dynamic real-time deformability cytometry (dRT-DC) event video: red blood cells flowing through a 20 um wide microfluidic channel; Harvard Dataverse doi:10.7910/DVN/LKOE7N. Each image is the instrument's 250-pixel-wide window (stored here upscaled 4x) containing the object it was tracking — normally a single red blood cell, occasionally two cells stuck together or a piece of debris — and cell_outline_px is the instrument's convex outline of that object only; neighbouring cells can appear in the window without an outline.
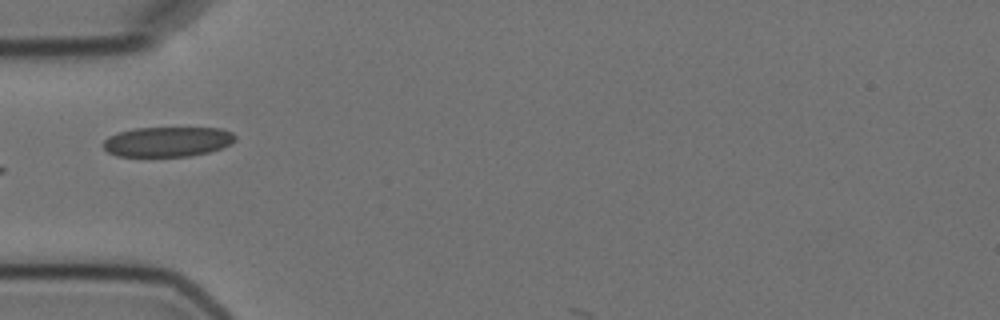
{"species": "Egyptian fruit bat (a non-hibernating species)", "species_latin": "Rousettus aegyptiacus", "temperature_condition": "cold", "stored_images_in_passage": 4, "camera_frame_rate_fps": 3000, "um_per_image_px": 0.085, "animal": {"sex": "female"}, "frame": {"image": 1, "passage_image": 4, "time_ms": 4.0, "image_size_px": [1000, 320], "cell_outline_px": [[236, 140], [232, 144], [208, 152], [188, 156], [116, 156], [108, 152], [100, 144], [108, 136], [120, 132], [136, 128], [220, 128], [232, 132], [236, 136]], "centroid_in_image_um": [14.23, 12.04], "position_along_channel_um": 70.8, "area_um2": 23.06}}